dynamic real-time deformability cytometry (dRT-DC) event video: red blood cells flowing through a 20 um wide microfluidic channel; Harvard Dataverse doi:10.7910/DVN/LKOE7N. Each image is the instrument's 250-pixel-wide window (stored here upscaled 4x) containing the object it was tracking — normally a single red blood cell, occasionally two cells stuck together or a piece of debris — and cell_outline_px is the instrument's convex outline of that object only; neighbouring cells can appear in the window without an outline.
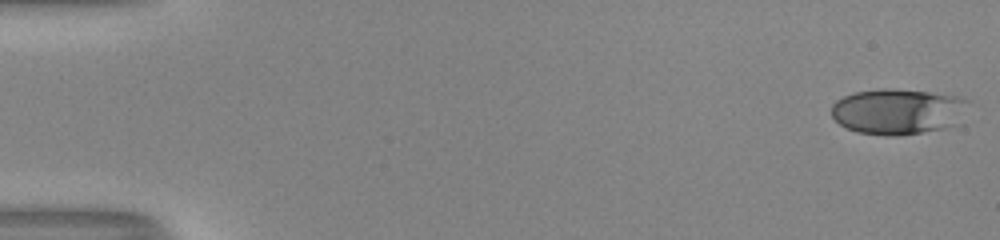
{"species": "human", "species_latin": "Homo sapiens", "temperature_condition": "room temperature", "stored_images_in_passage": 52, "camera_frame_rate_fps": 3000, "um_per_image_px": 0.085, "donor": {"sex": "male"}, "frame": {"image": 1, "passage_image": 1, "time_ms": 0.0, "image_size_px": [1000, 240], "cell_outline_px": [[968, 100], [960, 124], [944, 128], [896, 136], [888, 136], [856, 132], [840, 124], [832, 116], [832, 104], [836, 100], [844, 96], [856, 92], [884, 88], [892, 88], [964, 96]], "centroid_in_image_um": [76.35, 9.47], "position_along_channel_um": 8.7, "area_um2": 36.65}}
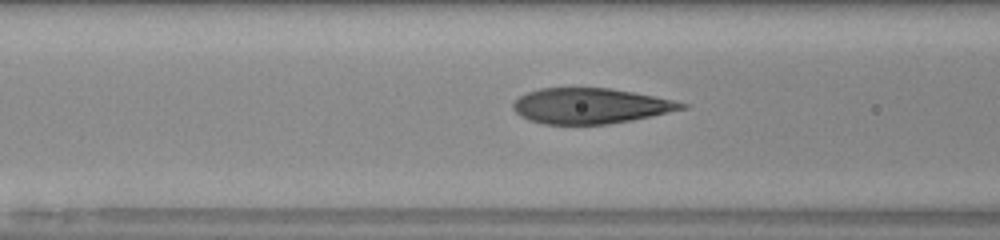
{"frame": {"image": 2, "passage_image": 22, "time_ms": 7.0, "image_size_px": [1000, 240], "cell_outline_px": [[688, 108], [652, 116], [632, 120], [608, 124], [544, 124], [528, 120], [520, 116], [512, 108], [512, 104], [520, 96], [528, 92], [540, 88], [608, 88], [632, 92], [672, 100], [688, 104]], "centroid_in_image_um": [50.17, 9.01], "position_along_channel_um": 116.4, "area_um2": 34.68}}
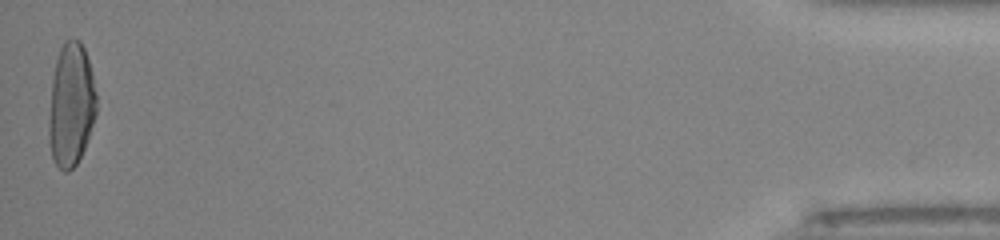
{"frame": {"image": 3, "passage_image": 52, "time_ms": 17.0, "image_size_px": [1000, 240], "cell_outline_px": [[96, 116], [84, 148], [76, 164], [68, 172], [64, 172], [52, 160], [48, 140], [48, 124], [52, 80], [56, 60], [60, 48], [64, 40], [80, 40], [84, 48], [92, 72], [96, 92]], "centroid_in_image_um": [6.03, 8.94], "position_along_channel_um": 429.2, "area_um2": 34.33}, "authors_computed_cell_mechanics": {"area_um2": 35.547, "velocity_mm_per_s": 4.0732, "shape_relaxation_time_tau1_ms": 4.9497, "shape_relaxation_time_tau2_ms": 0.6556, "deformation_change_tau1": 0.226, "deformation_change_tau2": 0.0782}}